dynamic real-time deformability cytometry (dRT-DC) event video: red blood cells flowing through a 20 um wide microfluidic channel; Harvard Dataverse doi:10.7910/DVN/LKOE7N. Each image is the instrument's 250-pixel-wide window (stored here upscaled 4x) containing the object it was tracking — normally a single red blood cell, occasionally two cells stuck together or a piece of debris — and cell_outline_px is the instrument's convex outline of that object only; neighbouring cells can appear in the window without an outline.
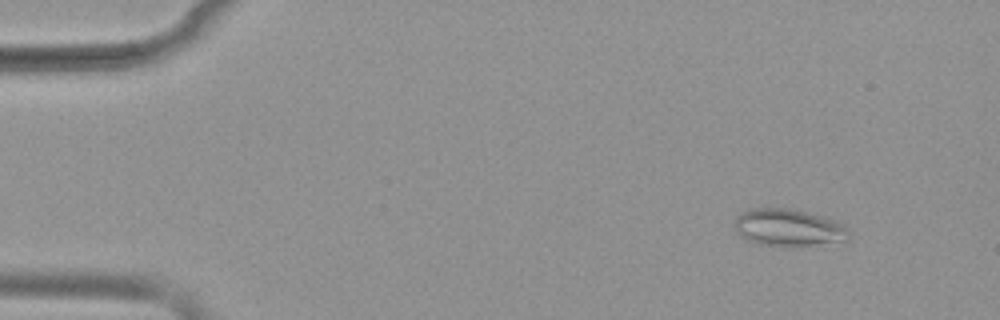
{"species": "common noctule bat (a hibernating species)", "species_latin": "Nyctalus noctula", "temperature_condition": "warm", "stored_images_in_passage": 52, "camera_frame_rate_fps": 3000, "um_per_image_px": 0.085, "animal": {"sex": "female", "body_mass_g": 19.9}, "frame": {"image": 1, "passage_image": 5, "time_ms": 1.333, "image_size_px": [1000, 320], "cell_outline_px": [[848, 240], [812, 244], [760, 244], [748, 240], [740, 236], [736, 232], [732, 224], [736, 216], [740, 212], [756, 208], [788, 208], [820, 216], [844, 224], [848, 232]], "centroid_in_image_um": [66.93, 19.31], "position_along_channel_um": 18.1, "area_um2": 24.04}}
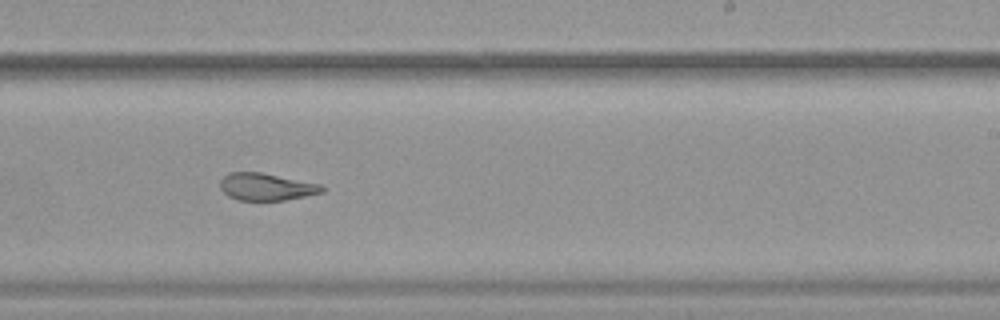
{"frame": {"image": 2, "passage_image": 32, "time_ms": 10.333, "image_size_px": [1000, 320], "cell_outline_px": [[324, 192], [284, 200], [236, 200], [228, 196], [220, 188], [220, 180], [228, 172], [260, 172], [320, 184], [324, 188]], "centroid_in_image_um": [22.6, 15.88], "position_along_channel_um": 266.4, "area_um2": 16.07}}
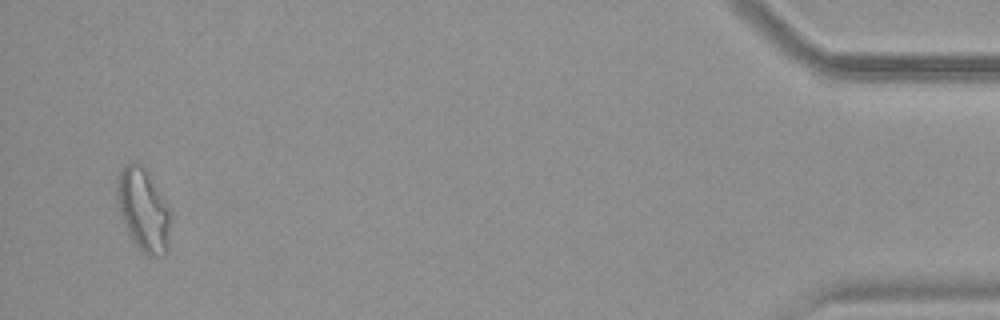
{"frame": {"image": 3, "passage_image": 50, "time_ms": 16.333, "image_size_px": [1000, 320], "cell_outline_px": [[172, 216], [168, 252], [164, 256], [148, 256], [136, 244], [128, 232], [120, 212], [116, 200], [116, 188], [120, 172], [124, 164], [136, 160], [144, 164], [168, 208]], "centroid_in_image_um": [12.21, 17.81], "position_along_channel_um": 423.0, "area_um2": 26.07}, "authors_computed_cell_mechanics": {"area_um2": 21.2704, "velocity_mm_per_s": 3.8975, "shape_relaxation_time_tau1_ms": null, "shape_relaxation_time_tau2_ms": 2.5023, "deformation_change_tau1": null, "deformation_change_tau2": 0.0827}}